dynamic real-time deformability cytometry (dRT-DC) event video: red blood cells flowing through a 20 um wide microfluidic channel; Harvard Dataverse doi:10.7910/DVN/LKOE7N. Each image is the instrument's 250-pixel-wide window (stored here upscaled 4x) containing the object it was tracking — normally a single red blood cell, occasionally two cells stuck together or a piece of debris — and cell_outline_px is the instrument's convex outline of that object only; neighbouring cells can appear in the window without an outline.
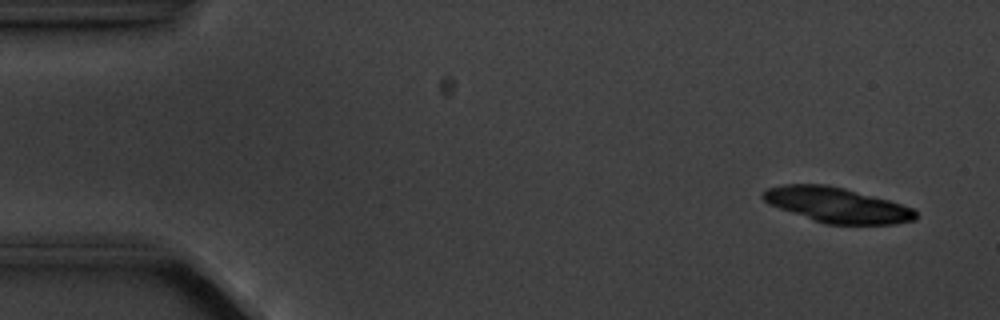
{"species": "common noctule bat (a hibernating species)", "species_latin": "Nyctalus noctula", "temperature_condition": "cold", "stored_images_in_passage": 9, "camera_frame_rate_fps": 3000, "um_per_image_px": 0.085, "animal": {"sex": "male", "body_mass_g": 20.1, "forearm_length_mm": 53.5}, "frame": {"image": 1, "passage_image": 1, "time_ms": 0.0, "image_size_px": [1000, 320], "cell_outline_px": [[916, 220], [892, 224], [824, 224], [768, 204], [760, 196], [760, 192], [768, 188], [784, 184], [828, 184], [844, 188], [888, 200], [912, 208], [916, 212]], "centroid_in_image_um": [71.09, 17.42], "position_along_channel_um": 13.9, "area_um2": 31.1}}